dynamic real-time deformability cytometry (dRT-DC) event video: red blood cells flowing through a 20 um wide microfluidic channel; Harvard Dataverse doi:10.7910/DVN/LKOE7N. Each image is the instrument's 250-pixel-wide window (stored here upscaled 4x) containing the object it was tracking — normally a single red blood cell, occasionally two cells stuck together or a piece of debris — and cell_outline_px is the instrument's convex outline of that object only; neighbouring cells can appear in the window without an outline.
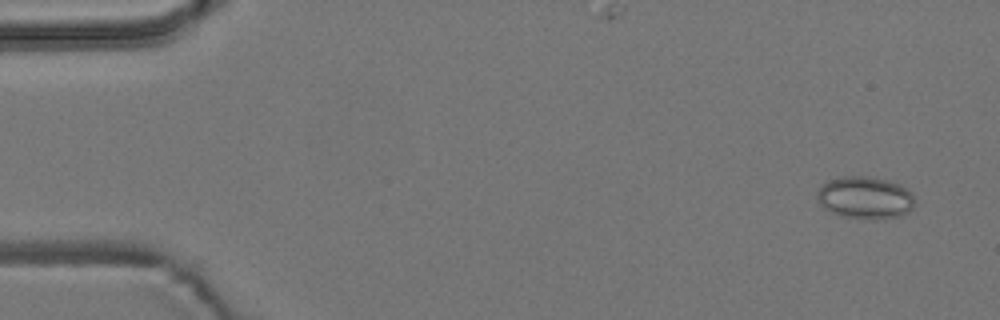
{"species": "common noctule bat (a hibernating species)", "species_latin": "Nyctalus noctula", "temperature_condition": "room temperature", "stored_images_in_passage": 56, "camera_frame_rate_fps": 3000, "um_per_image_px": 0.085, "animal": {"sex": "male", "body_mass_g": 19.2, "forearm_length_mm": 51.8}, "frame": {"image": 1, "passage_image": 4, "time_ms": 1.0, "image_size_px": [1000, 320], "cell_outline_px": [[916, 204], [908, 212], [900, 216], [876, 220], [844, 216], [832, 212], [824, 208], [820, 204], [816, 196], [816, 192], [828, 180], [844, 176], [864, 176], [888, 180], [900, 184], [912, 192], [916, 200]], "centroid_in_image_um": [73.58, 16.8], "position_along_channel_um": 11.4, "area_um2": 24.28}}
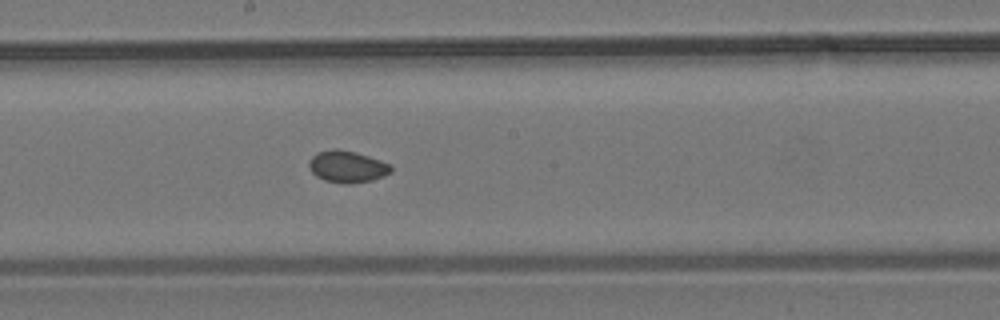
{"frame": {"image": 2, "passage_image": 31, "time_ms": 10.0, "image_size_px": [1000, 320], "cell_outline_px": [[392, 172], [384, 176], [372, 180], [348, 184], [344, 184], [324, 180], [316, 176], [312, 172], [308, 164], [312, 156], [316, 152], [332, 148], [336, 148], [356, 152], [392, 164]], "centroid_in_image_um": [29.52, 14.16], "position_along_channel_um": 218.7, "area_um2": 15.37}}
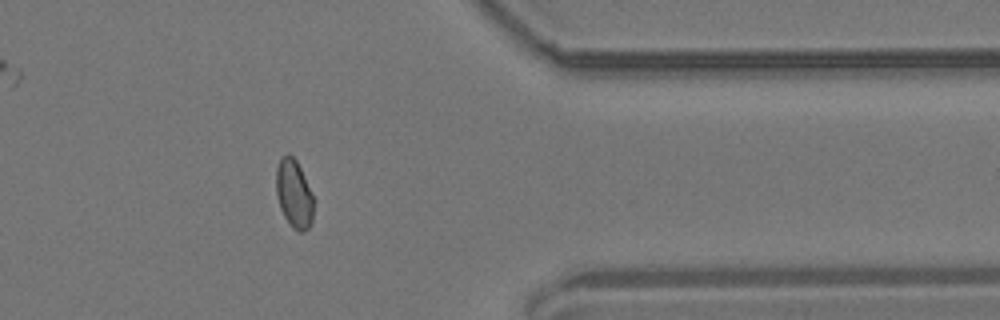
{"frame": {"image": 3, "passage_image": 46, "time_ms": 15.0, "image_size_px": [1000, 320], "cell_outline_px": [[312, 224], [304, 232], [300, 232], [292, 228], [284, 216], [280, 208], [276, 192], [276, 168], [280, 156], [288, 152], [296, 160], [300, 168], [312, 196]], "centroid_in_image_um": [24.95, 16.46], "position_along_channel_um": 386.4, "area_um2": 14.8}, "authors_computed_cell_mechanics": {"area_um2": 15.317, "velocity_mm_per_s": 3.6984, "shape_relaxation_time_tau1_ms": null, "shape_relaxation_time_tau2_ms": 2.9866, "deformation_change_tau1": null, "deformation_change_tau2": 0.0397}}